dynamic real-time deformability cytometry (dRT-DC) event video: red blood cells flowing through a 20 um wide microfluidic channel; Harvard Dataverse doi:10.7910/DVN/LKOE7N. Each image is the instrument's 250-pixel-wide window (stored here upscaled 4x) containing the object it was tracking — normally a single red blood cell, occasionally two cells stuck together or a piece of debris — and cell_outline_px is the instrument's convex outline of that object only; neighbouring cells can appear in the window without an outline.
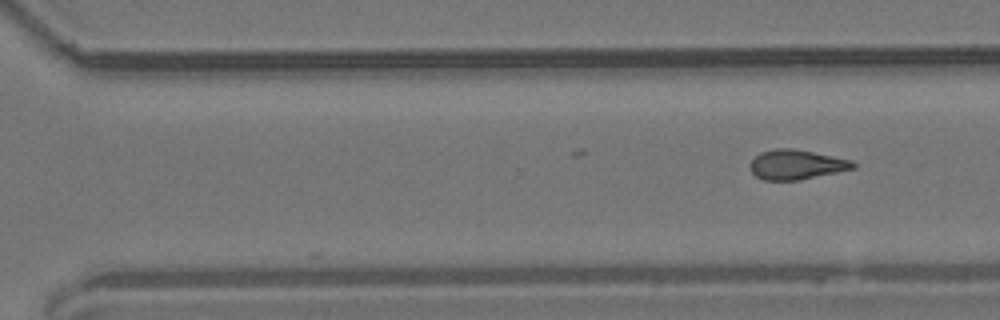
{"species": "common noctule bat (a hibernating species)", "species_latin": "Nyctalus noctula", "temperature_condition": "room temperature", "stored_images_in_passage": 11, "segment_of_instrument_passage": [2, 2], "camera_frame_rate_fps": 3000, "um_per_image_px": 0.085, "animal": {"sex": "male", "body_mass_g": 19.2, "forearm_length_mm": 51.8}, "frame": {"image": 1, "passage_image": 11, "time_ms": 12.667, "image_size_px": [1000, 320], "cell_outline_px": [[856, 168], [800, 180], [764, 180], [756, 176], [748, 168], [748, 164], [760, 152], [776, 148], [792, 148], [852, 160], [856, 164]], "centroid_in_image_um": [67.67, 13.99], "position_along_channel_um": 302.9, "area_um2": 17.86}}